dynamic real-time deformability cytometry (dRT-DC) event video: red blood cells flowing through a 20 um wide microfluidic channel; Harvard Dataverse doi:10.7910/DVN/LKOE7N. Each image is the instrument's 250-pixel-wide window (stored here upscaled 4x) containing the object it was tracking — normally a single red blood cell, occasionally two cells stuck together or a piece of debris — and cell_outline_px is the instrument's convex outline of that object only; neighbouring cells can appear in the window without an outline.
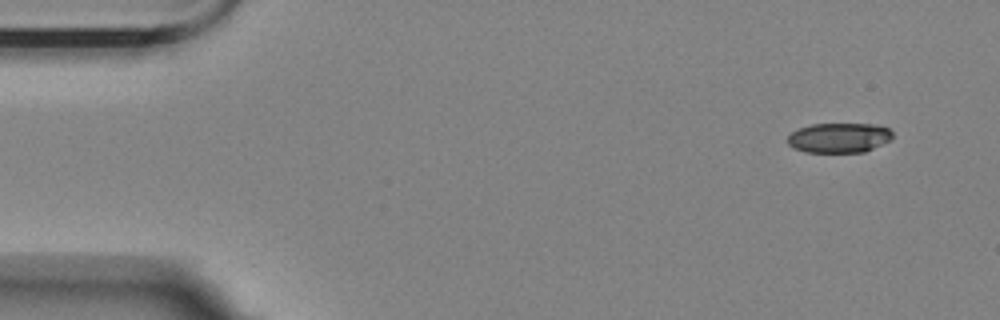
{"species": "Egyptian fruit bat (a non-hibernating species)", "species_latin": "Rousettus aegyptiacus", "temperature_condition": "room temperature", "stored_images_in_passage": 5, "camera_frame_rate_fps": 3000, "um_per_image_px": 0.085, "animal": {"sex": "female"}, "frame": {"image": 1, "passage_image": 1, "time_ms": 0.0, "image_size_px": [1000, 320], "cell_outline_px": [[892, 136], [888, 140], [864, 152], [804, 152], [788, 144], [788, 136], [792, 132], [800, 128], [812, 124], [876, 124], [888, 128], [892, 132]], "centroid_in_image_um": [71.3, 11.7], "position_along_channel_um": 13.7, "area_um2": 17.98}}